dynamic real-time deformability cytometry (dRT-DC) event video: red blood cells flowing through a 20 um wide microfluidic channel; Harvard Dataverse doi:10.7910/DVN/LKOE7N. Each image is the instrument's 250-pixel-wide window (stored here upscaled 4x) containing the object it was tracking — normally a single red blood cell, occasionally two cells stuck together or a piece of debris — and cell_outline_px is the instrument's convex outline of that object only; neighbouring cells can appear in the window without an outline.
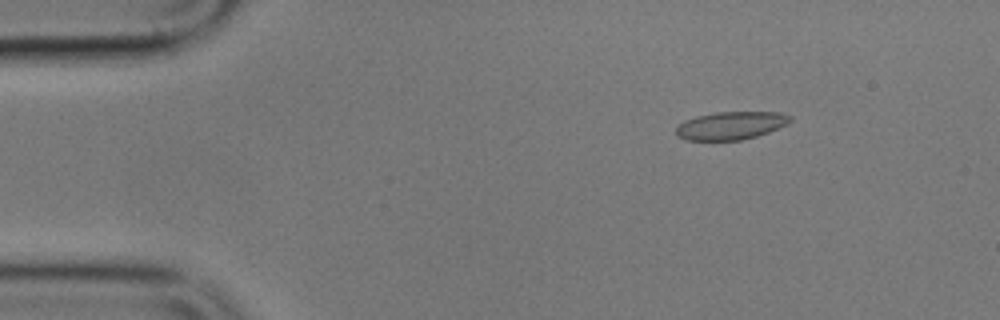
{"species": "common noctule bat (a hibernating species)", "species_latin": "Nyctalus noctula", "temperature_condition": "cold", "stored_images_in_passage": 56, "camera_frame_rate_fps": 3000, "um_per_image_px": 0.085, "animal": {"sex": "male", "body_mass_g": 17.9}, "frame": {"image": 1, "passage_image": 8, "time_ms": 2.333, "image_size_px": [1000, 320], "cell_outline_px": [[792, 120], [788, 124], [768, 132], [756, 136], [740, 140], [684, 140], [676, 136], [676, 124], [684, 120], [696, 116], [716, 112], [780, 112], [792, 116]], "centroid_in_image_um": [62.09, 10.67], "position_along_channel_um": 22.9, "area_um2": 18.79}}
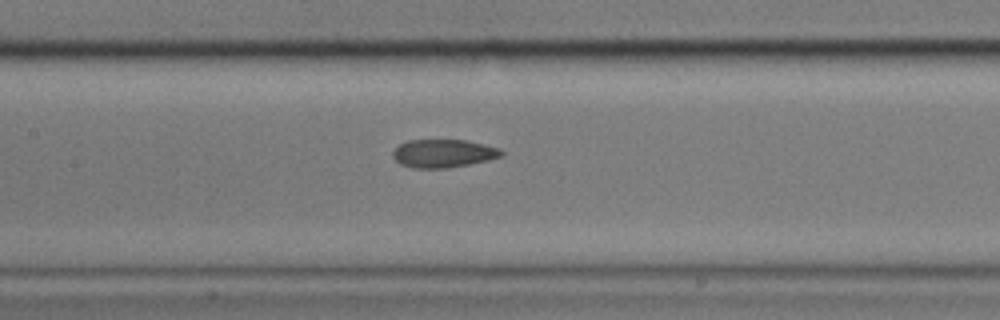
{"frame": {"image": 2, "passage_image": 26, "time_ms": 8.333, "image_size_px": [1000, 320], "cell_outline_px": [[504, 156], [488, 160], [448, 168], [412, 168], [400, 164], [392, 156], [392, 152], [400, 144], [408, 140], [464, 140], [484, 144], [500, 148], [504, 152]], "centroid_in_image_um": [37.7, 13.04], "position_along_channel_um": 169.7, "area_um2": 17.86}}
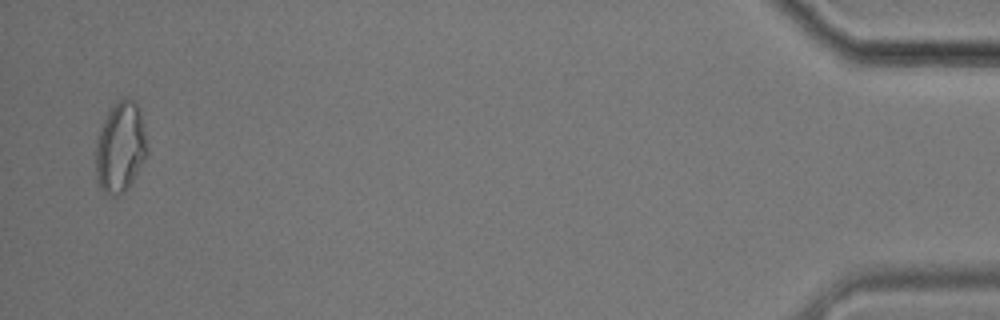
{"frame": {"image": 3, "passage_image": 55, "time_ms": 18.0, "image_size_px": [1000, 320], "cell_outline_px": [[148, 152], [144, 160], [128, 188], [120, 196], [104, 196], [96, 180], [96, 140], [104, 120], [108, 112], [120, 96], [124, 96], [132, 100], [140, 108], [148, 148]], "centroid_in_image_um": [10.22, 12.54], "position_along_channel_um": 425.0, "area_um2": 27.51}, "authors_computed_cell_mechanics": {"area_um2": 19.0162, "velocity_mm_per_s": 3.5329, "shape_relaxation_time_tau1_ms": null, "shape_relaxation_time_tau2_ms": 2.2313, "deformation_change_tau1": null, "deformation_change_tau2": 0.0762}}